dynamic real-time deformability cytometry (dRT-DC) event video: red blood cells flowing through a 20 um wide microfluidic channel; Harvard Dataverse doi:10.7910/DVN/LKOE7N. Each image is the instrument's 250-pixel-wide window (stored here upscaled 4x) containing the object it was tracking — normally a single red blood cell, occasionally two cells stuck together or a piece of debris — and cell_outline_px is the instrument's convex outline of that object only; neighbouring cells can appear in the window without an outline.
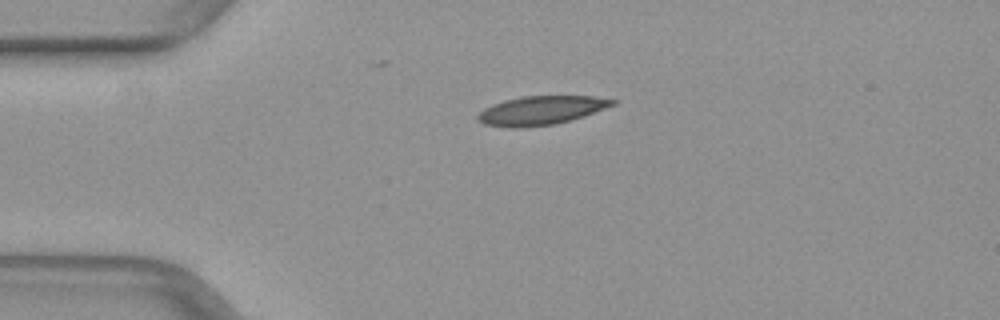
{"species": "common noctule bat (a hibernating species)", "species_latin": "Nyctalus noctula", "temperature_condition": "warm", "stored_images_in_passage": 7, "camera_frame_rate_fps": 3000, "um_per_image_px": 0.085, "animal": {"sex": "female", "body_mass_g": 29.2, "forearm_length_mm": 56.3}, "frame": {"image": 1, "passage_image": 1, "time_ms": 0.0, "image_size_px": [1000, 320], "cell_outline_px": [[620, 100], [616, 104], [584, 116], [556, 124], [520, 128], [512, 128], [484, 124], [476, 120], [476, 116], [484, 108], [492, 104], [504, 100], [520, 96], [596, 96]], "centroid_in_image_um": [46.0, 9.38], "position_along_channel_um": 39.0, "area_um2": 22.89}}
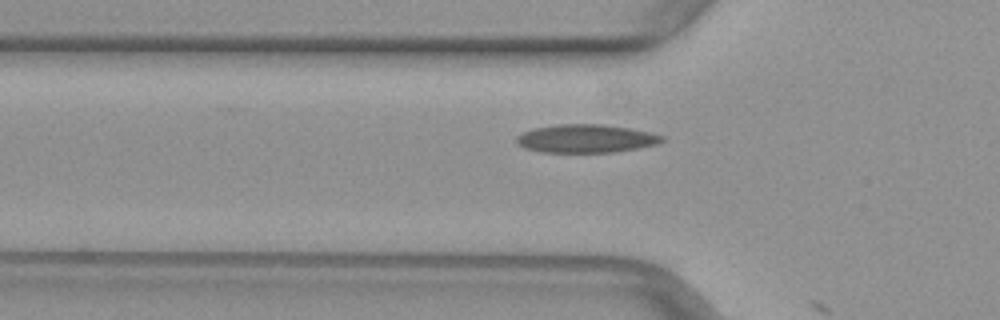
{"frame": {"image": 2, "passage_image": 6, "time_ms": 1.667, "image_size_px": [1000, 320], "cell_outline_px": [[664, 140], [656, 144], [616, 152], [540, 152], [524, 148], [516, 144], [516, 136], [532, 128], [556, 124], [604, 124], [632, 128], [652, 132], [664, 136]], "centroid_in_image_um": [49.79, 11.77], "position_along_channel_um": 76.0, "area_um2": 24.22}}